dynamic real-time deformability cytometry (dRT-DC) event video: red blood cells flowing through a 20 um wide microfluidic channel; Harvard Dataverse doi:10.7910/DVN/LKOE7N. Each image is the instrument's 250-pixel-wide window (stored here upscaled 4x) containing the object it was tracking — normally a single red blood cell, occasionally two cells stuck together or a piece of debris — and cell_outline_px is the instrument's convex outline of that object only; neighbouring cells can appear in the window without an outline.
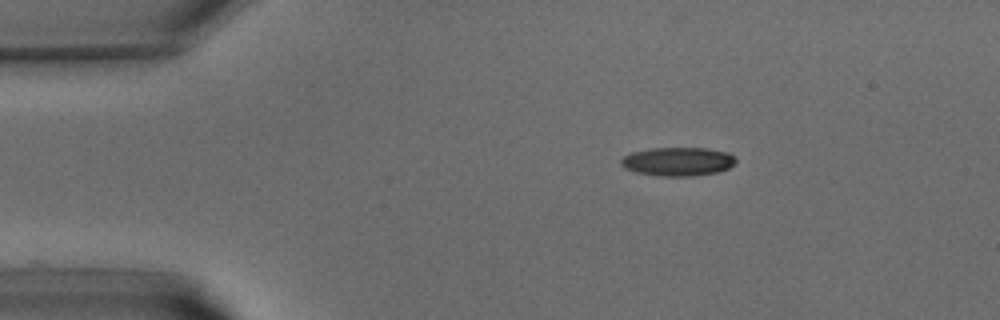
{"species": "common noctule bat (a hibernating species)", "species_latin": "Nyctalus noctula", "temperature_condition": "warm", "stored_images_in_passage": 35, "camera_frame_rate_fps": 3000, "um_per_image_px": 0.085, "animal": {"sex": "male", "body_mass_g": 15.6}, "frame": {"image": 1, "passage_image": 1, "time_ms": 0.0, "image_size_px": [1000, 320], "cell_outline_px": [[736, 160], [728, 168], [716, 172], [688, 176], [664, 176], [636, 172], [624, 168], [620, 164], [620, 160], [624, 156], [632, 152], [652, 148], [708, 148], [728, 152]], "centroid_in_image_um": [57.58, 13.72], "position_along_channel_um": 27.4, "area_um2": 18.96}}
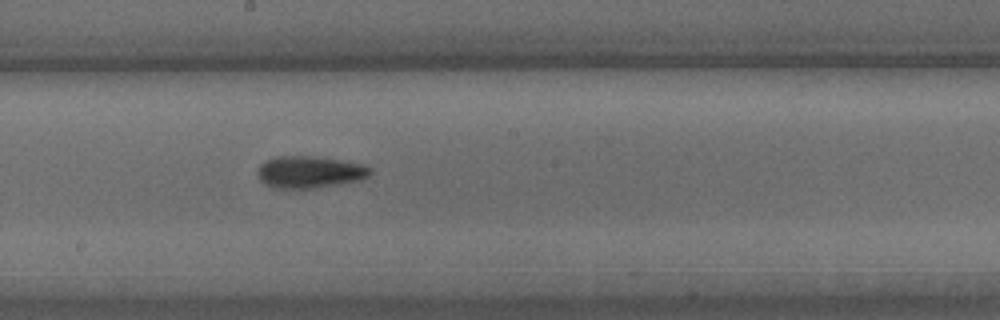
{"frame": {"image": 2, "passage_image": 16, "time_ms": 5.0, "image_size_px": [1000, 320], "cell_outline_px": [[372, 172], [368, 176], [360, 180], [340, 184], [312, 188], [272, 188], [264, 184], [260, 180], [256, 172], [256, 168], [264, 160], [276, 156], [316, 156], [364, 164], [372, 168]], "centroid_in_image_um": [26.28, 14.61], "position_along_channel_um": 221.9, "area_um2": 21.33}}
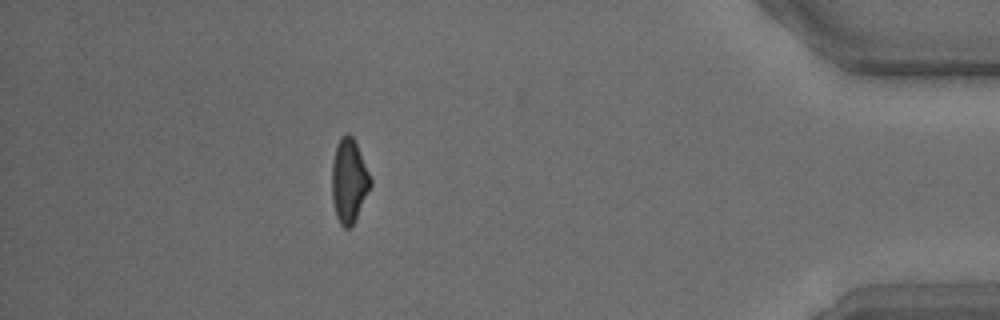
{"frame": {"image": 3, "passage_image": 30, "time_ms": 9.667, "image_size_px": [1000, 320], "cell_outline_px": [[372, 184], [352, 228], [344, 228], [340, 224], [336, 216], [332, 200], [332, 160], [336, 144], [340, 136], [344, 132], [348, 132], [352, 136], [356, 144], [372, 180]], "centroid_in_image_um": [29.65, 15.37], "position_along_channel_um": 405.6, "area_um2": 19.07}}